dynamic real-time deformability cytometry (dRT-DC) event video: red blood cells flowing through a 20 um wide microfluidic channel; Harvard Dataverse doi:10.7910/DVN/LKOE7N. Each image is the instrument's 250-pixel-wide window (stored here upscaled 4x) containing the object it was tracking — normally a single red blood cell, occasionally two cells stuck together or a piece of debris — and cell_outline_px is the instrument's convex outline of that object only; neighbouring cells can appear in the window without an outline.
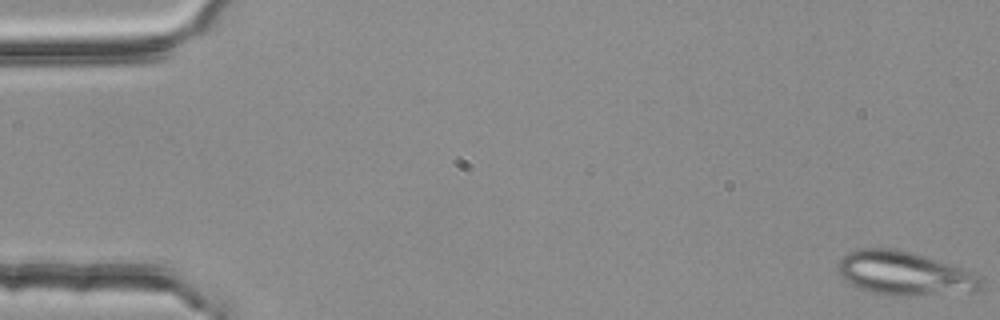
{"species": "common noctule bat (a hibernating species)", "species_latin": "Nyctalus noctula", "temperature_condition": "room temperature", "stored_images_in_passage": 4, "camera_frame_rate_fps": 3000, "um_per_image_px": 0.085, "animal": {"sex": "female", "body_mass_g": 25.1}, "frame": {"image": 1, "passage_image": 1, "time_ms": 0.0, "image_size_px": [1000, 320], "cell_outline_px": [[984, 284], [976, 292], [908, 296], [900, 296], [872, 292], [860, 288], [844, 280], [840, 276], [836, 268], [836, 264], [848, 252], [860, 248], [896, 248], [912, 252], [960, 268], [980, 276], [984, 280]], "centroid_in_image_um": [76.87, 23.24], "position_along_channel_um": 8.1, "area_um2": 36.59}}